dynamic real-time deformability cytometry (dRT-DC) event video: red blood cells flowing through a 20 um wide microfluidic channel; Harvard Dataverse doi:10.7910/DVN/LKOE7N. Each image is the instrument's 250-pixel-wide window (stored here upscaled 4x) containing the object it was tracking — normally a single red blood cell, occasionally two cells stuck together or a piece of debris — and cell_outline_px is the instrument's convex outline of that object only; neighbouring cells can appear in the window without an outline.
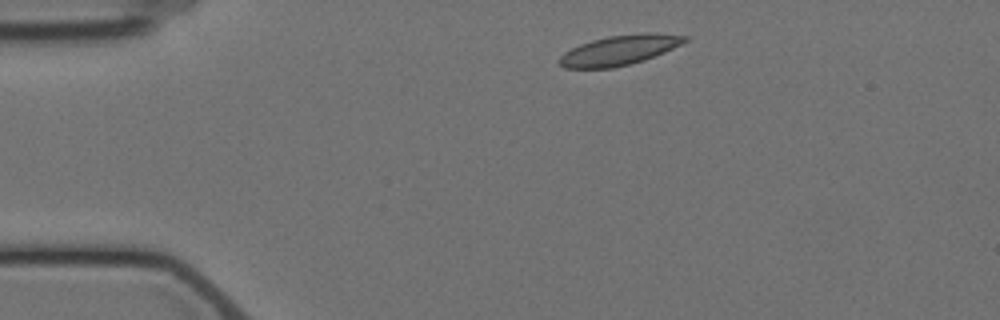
{"species": "Egyptian fruit bat (a non-hibernating species)", "species_latin": "Rousettus aegyptiacus", "temperature_condition": "cold", "stored_images_in_passage": 6, "camera_frame_rate_fps": 3000, "um_per_image_px": 0.085, "animal": {"sex": "female"}, "frame": {"image": 1, "passage_image": 1, "time_ms": 0.0, "image_size_px": [1000, 320], "cell_outline_px": [[688, 40], [664, 52], [644, 60], [612, 68], [564, 68], [560, 64], [560, 56], [564, 52], [580, 44], [592, 40], [608, 36], [644, 32], [656, 32], [688, 36]], "centroid_in_image_um": [52.66, 4.25], "position_along_channel_um": 32.3, "area_um2": 21.73}}
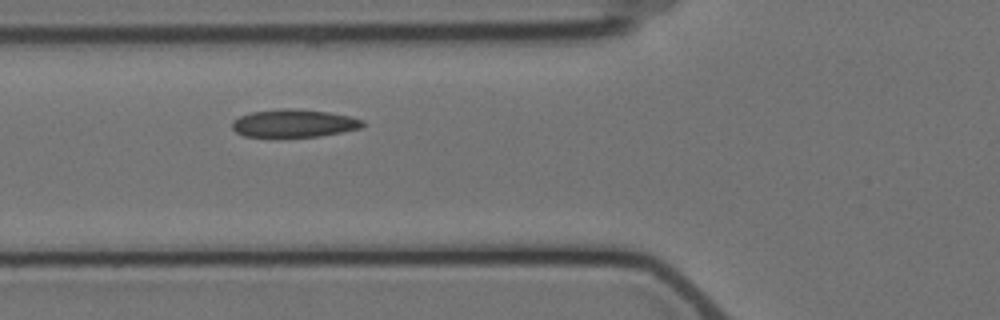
{"frame": {"image": 2, "passage_image": 4, "time_ms": 3.333, "image_size_px": [1000, 320], "cell_outline_px": [[364, 124], [360, 128], [320, 136], [244, 136], [236, 132], [232, 128], [232, 120], [240, 116], [252, 112], [284, 108], [292, 108], [328, 112], [348, 116], [364, 120]], "centroid_in_image_um": [24.96, 10.47], "position_along_channel_um": 100.8, "area_um2": 20.87}}
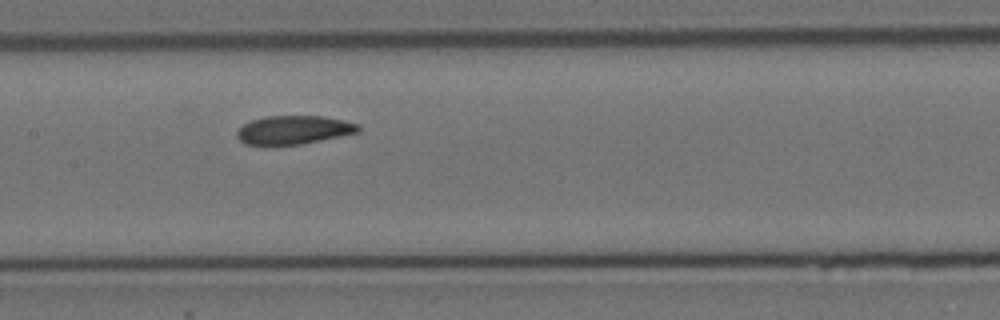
{"frame": {"image": 3, "passage_image": 6, "time_ms": 5.667, "image_size_px": [1000, 320], "cell_outline_px": [[360, 132], [300, 144], [264, 148], [244, 144], [236, 136], [236, 132], [244, 124], [252, 120], [268, 116], [324, 116], [344, 120], [360, 124]], "centroid_in_image_um": [24.92, 11.08], "position_along_channel_um": 182.5, "area_um2": 20.81}}